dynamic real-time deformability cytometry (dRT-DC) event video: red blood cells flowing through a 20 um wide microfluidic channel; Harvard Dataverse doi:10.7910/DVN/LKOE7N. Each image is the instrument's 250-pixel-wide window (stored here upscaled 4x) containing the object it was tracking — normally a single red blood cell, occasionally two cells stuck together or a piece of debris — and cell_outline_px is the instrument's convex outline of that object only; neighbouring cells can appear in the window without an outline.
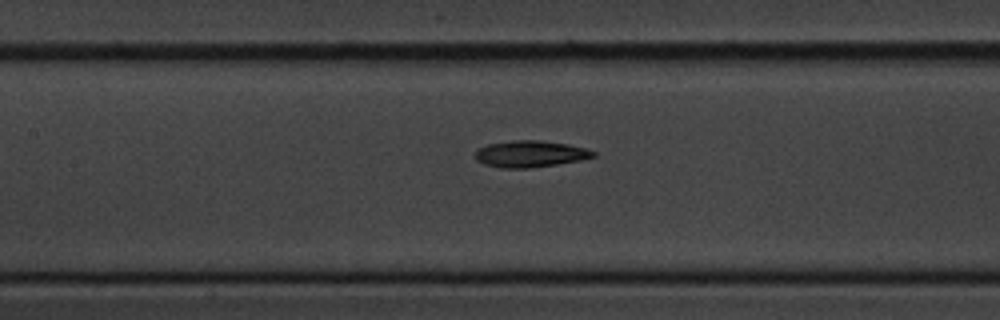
{"species": "common noctule bat (a hibernating species)", "species_latin": "Nyctalus noctula", "temperature_condition": "cold", "stored_images_in_passage": 8, "camera_frame_rate_fps": 3000, "um_per_image_px": 0.085, "animal": {"sex": "male", "body_mass_g": 20.1, "forearm_length_mm": 53.5}, "frame": {"image": 1, "passage_image": 7, "time_ms": 8.0, "image_size_px": [1000, 320], "cell_outline_px": [[596, 156], [580, 160], [556, 164], [528, 168], [500, 168], [484, 164], [476, 160], [476, 148], [488, 144], [512, 140], [540, 140], [568, 144], [584, 148], [596, 152]], "centroid_in_image_um": [45.04, 13.08], "position_along_channel_um": 162.4, "area_um2": 18.26}}